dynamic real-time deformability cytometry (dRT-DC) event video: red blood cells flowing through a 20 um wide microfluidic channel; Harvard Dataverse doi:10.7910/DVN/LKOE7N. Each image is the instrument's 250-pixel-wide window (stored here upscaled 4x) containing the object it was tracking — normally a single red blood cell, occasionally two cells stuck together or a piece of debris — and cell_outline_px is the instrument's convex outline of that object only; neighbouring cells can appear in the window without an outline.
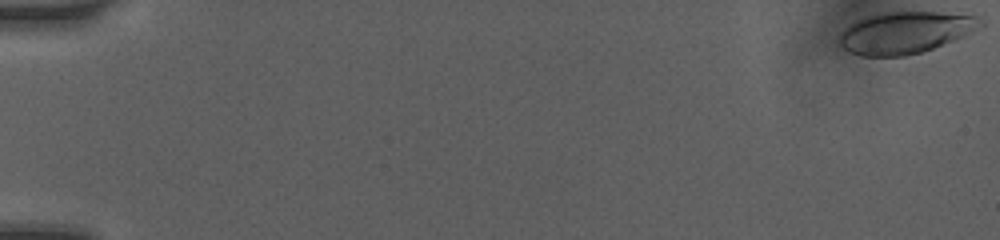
{"species": "human", "species_latin": "Homo sapiens", "temperature_condition": "room temperature", "stored_images_in_passage": 8, "camera_frame_rate_fps": 3000, "um_per_image_px": 0.085, "donor": {"sex": "female"}, "frame": {"image": 1, "passage_image": 1, "time_ms": 0.0, "image_size_px": [1000, 240], "cell_outline_px": [[984, 24], [980, 28], [964, 36], [932, 48], [920, 52], [904, 56], [860, 56], [848, 52], [840, 44], [840, 36], [852, 24], [868, 16], [884, 12], [936, 12], [976, 16], [984, 20]], "centroid_in_image_um": [77.0, 2.77], "position_along_channel_um": 8.0, "area_um2": 33.87}}
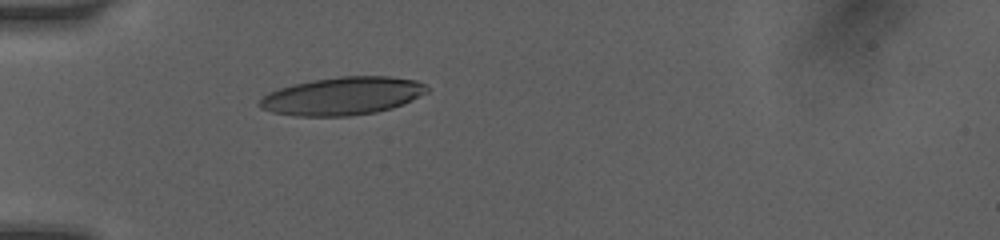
{"frame": {"image": 2, "passage_image": 8, "time_ms": 5.333, "image_size_px": [1000, 240], "cell_outline_px": [[428, 92], [404, 104], [392, 108], [376, 112], [348, 116], [296, 116], [272, 112], [260, 108], [256, 104], [268, 92], [280, 88], [312, 80], [340, 76], [388, 76], [416, 80], [424, 84], [428, 88]], "centroid_in_image_um": [29.11, 8.16], "position_along_channel_um": 55.9, "area_um2": 37.05}}